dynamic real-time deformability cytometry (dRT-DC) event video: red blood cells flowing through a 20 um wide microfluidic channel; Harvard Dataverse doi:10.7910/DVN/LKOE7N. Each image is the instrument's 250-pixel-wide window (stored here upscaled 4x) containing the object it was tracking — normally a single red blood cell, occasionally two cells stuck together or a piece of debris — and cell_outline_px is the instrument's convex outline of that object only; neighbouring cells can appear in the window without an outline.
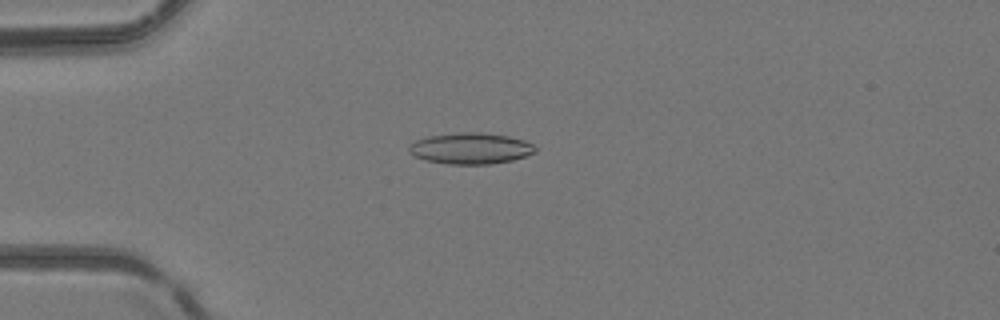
{"species": "common noctule bat (a hibernating species)", "species_latin": "Nyctalus noctula", "temperature_condition": "room temperature", "stored_images_in_passage": 12, "camera_frame_rate_fps": 3000, "um_per_image_px": 0.085, "animal": {"sex": "female", "body_mass_g": 24.6, "forearm_length_mm": 56.2}, "frame": {"image": 1, "passage_image": 8, "time_ms": 2.333, "image_size_px": [1000, 320], "cell_outline_px": [[536, 152], [512, 160], [488, 164], [448, 164], [424, 160], [416, 156], [408, 148], [416, 140], [428, 136], [460, 132], [480, 132], [508, 136], [524, 140], [532, 144], [536, 148]], "centroid_in_image_um": [40.02, 12.61], "position_along_channel_um": 45.0, "area_um2": 22.72}}